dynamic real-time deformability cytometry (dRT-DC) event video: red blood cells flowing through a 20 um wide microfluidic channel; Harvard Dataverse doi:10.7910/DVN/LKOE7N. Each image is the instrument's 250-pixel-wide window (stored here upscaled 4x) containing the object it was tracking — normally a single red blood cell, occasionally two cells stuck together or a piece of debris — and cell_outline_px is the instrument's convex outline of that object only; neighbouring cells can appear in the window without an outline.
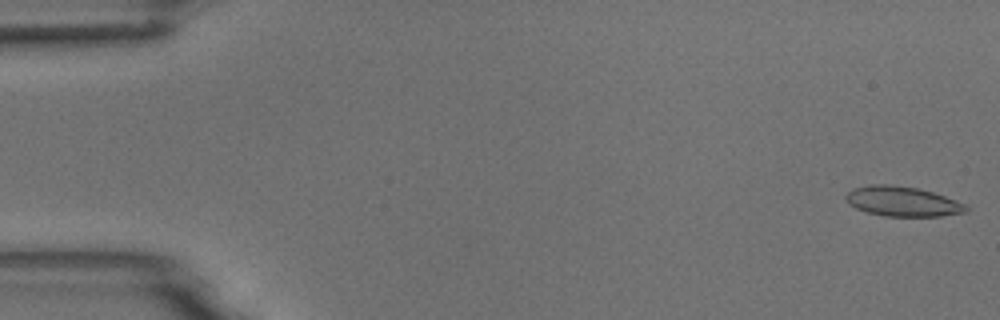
{"species": "common noctule bat (a hibernating species)", "species_latin": "Nyctalus noctula", "temperature_condition": "room temperature", "stored_images_in_passage": 6, "camera_frame_rate_fps": 3000, "um_per_image_px": 0.085, "animal": {"sex": "male", "body_mass_g": 18.8}, "frame": {"image": 1, "passage_image": 1, "time_ms": 0.0, "image_size_px": [1000, 320], "cell_outline_px": [[968, 212], [940, 216], [884, 216], [868, 212], [856, 208], [848, 204], [844, 196], [852, 188], [872, 184], [892, 184], [916, 188], [932, 192], [956, 200], [964, 204], [968, 208]], "centroid_in_image_um": [76.68, 17.12], "position_along_channel_um": 8.3, "area_um2": 20.92}}
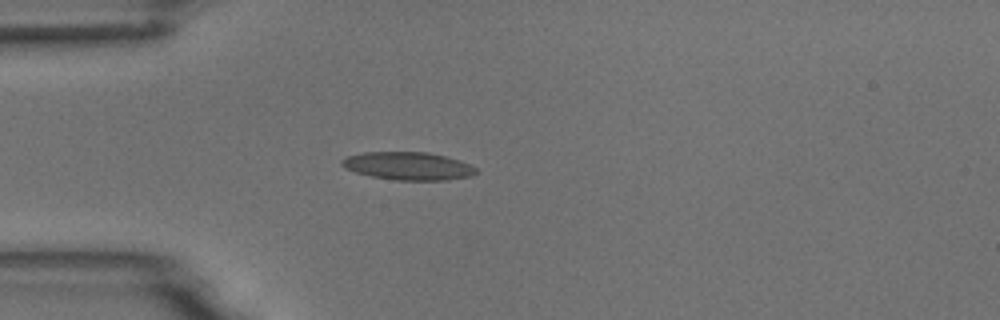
{"frame": {"image": 2, "passage_image": 5, "time_ms": 1.333, "image_size_px": [1000, 320], "cell_outline_px": [[480, 172], [472, 176], [448, 180], [396, 180], [372, 176], [356, 172], [344, 168], [340, 164], [340, 160], [348, 156], [364, 152], [428, 152], [460, 160], [476, 168]], "centroid_in_image_um": [34.71, 14.11], "position_along_channel_um": 50.3, "area_um2": 21.91}}